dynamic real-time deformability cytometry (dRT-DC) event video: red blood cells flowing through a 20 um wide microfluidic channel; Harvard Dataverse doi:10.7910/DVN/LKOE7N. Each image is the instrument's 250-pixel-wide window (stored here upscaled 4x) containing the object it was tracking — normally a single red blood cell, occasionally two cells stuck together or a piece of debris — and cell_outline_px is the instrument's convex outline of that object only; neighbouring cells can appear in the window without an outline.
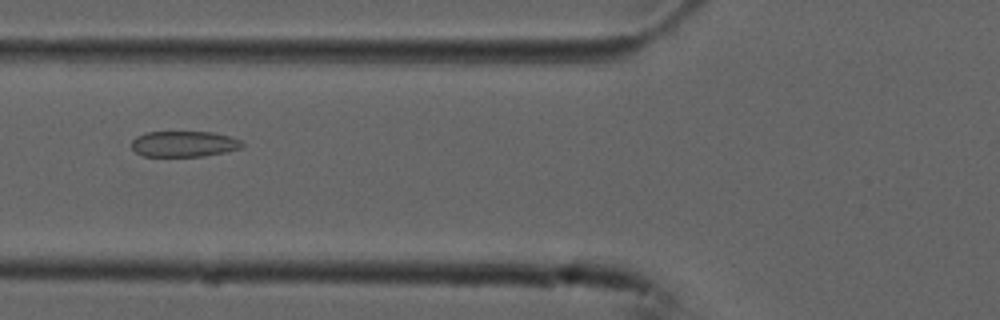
{"species": "common noctule bat (a hibernating species)", "species_latin": "Nyctalus noctula", "temperature_condition": "cold", "stored_images_in_passage": 8, "camera_frame_rate_fps": 3000, "um_per_image_px": 0.085, "animal": {"sex": "male", "forearm_length_mm": 52.5}, "frame": {"image": 1, "passage_image": 6, "time_ms": 1.667, "image_size_px": [1000, 320], "cell_outline_px": [[244, 144], [240, 148], [224, 152], [204, 156], [144, 156], [136, 152], [132, 148], [132, 140], [136, 136], [148, 132], [212, 132], [228, 136], [240, 140]], "centroid_in_image_um": [15.62, 12.23], "position_along_channel_um": 110.2, "area_um2": 16.47}}
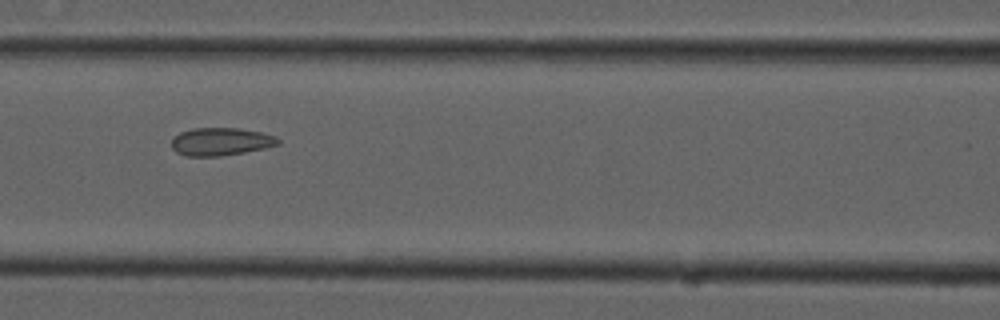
{"frame": {"image": 2, "passage_image": 7, "time_ms": 2.0, "image_size_px": [1000, 320], "cell_outline_px": [[280, 144], [264, 148], [244, 152], [220, 156], [184, 156], [176, 152], [172, 148], [172, 136], [180, 132], [192, 128], [236, 128], [260, 132], [276, 136], [280, 140]], "centroid_in_image_um": [18.73, 12.04], "position_along_channel_um": 147.9, "area_um2": 17.34}}
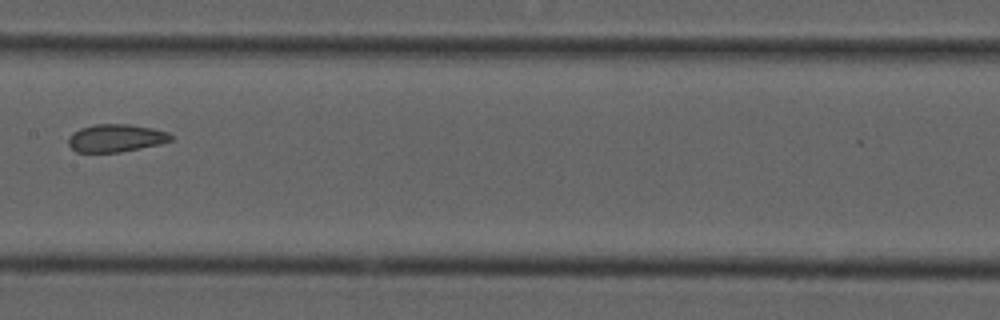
{"frame": {"image": 3, "passage_image": 8, "time_ms": 2.333, "image_size_px": [1000, 320], "cell_outline_px": [[172, 140], [160, 144], [120, 152], [76, 152], [68, 144], [68, 140], [72, 132], [80, 128], [96, 124], [128, 124], [152, 128], [168, 132], [172, 136]], "centroid_in_image_um": [9.84, 11.73], "position_along_channel_um": 197.6, "area_um2": 16.53}}